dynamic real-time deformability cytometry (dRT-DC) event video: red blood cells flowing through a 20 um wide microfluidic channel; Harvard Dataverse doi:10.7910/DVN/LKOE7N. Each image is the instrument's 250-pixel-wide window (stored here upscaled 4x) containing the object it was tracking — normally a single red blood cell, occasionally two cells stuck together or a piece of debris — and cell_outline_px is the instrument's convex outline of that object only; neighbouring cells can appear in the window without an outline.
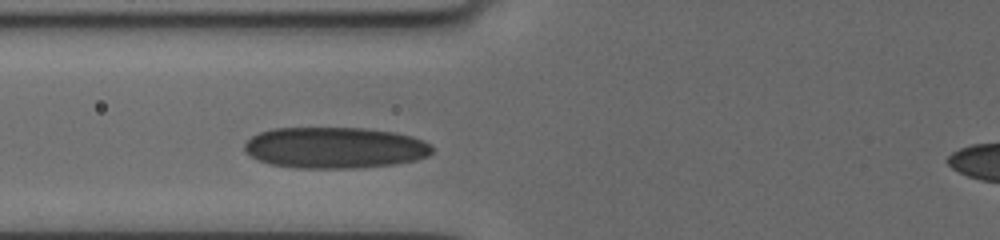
{"species": "human", "species_latin": "Homo sapiens", "temperature_condition": "cold", "stored_images_in_passage": 3, "camera_frame_rate_fps": 3000, "um_per_image_px": 0.085, "donor": {"sex": "female"}, "frame": {"image": 1, "passage_image": 3, "time_ms": 2.333, "image_size_px": [1000, 240], "cell_outline_px": [[432, 152], [428, 156], [416, 160], [392, 164], [352, 168], [292, 168], [268, 164], [244, 152], [244, 144], [252, 136], [260, 132], [272, 128], [364, 128], [396, 132], [412, 136], [428, 144], [432, 148]], "centroid_in_image_um": [28.42, 12.55], "position_along_channel_um": 97.4, "area_um2": 45.08}}